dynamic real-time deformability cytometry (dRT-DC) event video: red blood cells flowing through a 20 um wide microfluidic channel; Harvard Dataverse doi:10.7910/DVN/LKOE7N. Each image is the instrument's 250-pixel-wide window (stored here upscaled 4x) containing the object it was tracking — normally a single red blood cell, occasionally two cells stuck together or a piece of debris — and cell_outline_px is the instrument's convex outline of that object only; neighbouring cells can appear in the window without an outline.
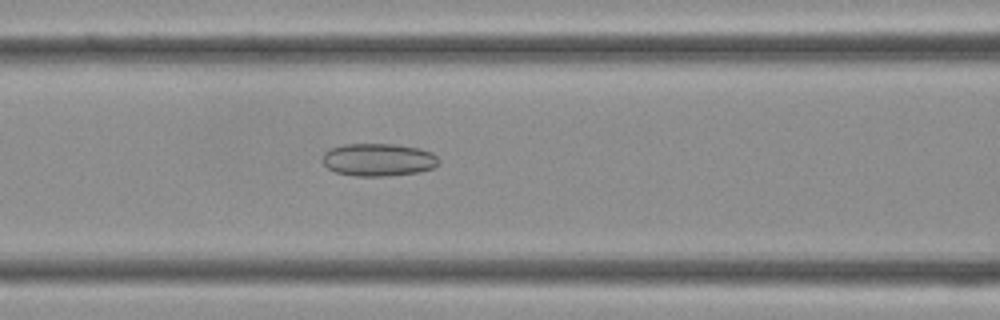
{"species": "Egyptian fruit bat (a non-hibernating species)", "species_latin": "Rousettus aegyptiacus", "temperature_condition": "cold", "stored_images_in_passage": 35, "camera_frame_rate_fps": 3000, "um_per_image_px": 0.085, "frame": {"image": 1, "passage_image": 14, "time_ms": 4.333, "image_size_px": [1000, 320], "cell_outline_px": [[440, 160], [432, 168], [420, 172], [388, 176], [356, 176], [336, 172], [328, 168], [320, 160], [324, 152], [332, 148], [344, 144], [392, 144], [420, 148], [432, 152]], "centroid_in_image_um": [32.15, 13.58], "position_along_channel_um": 134.5, "area_um2": 22.25}}
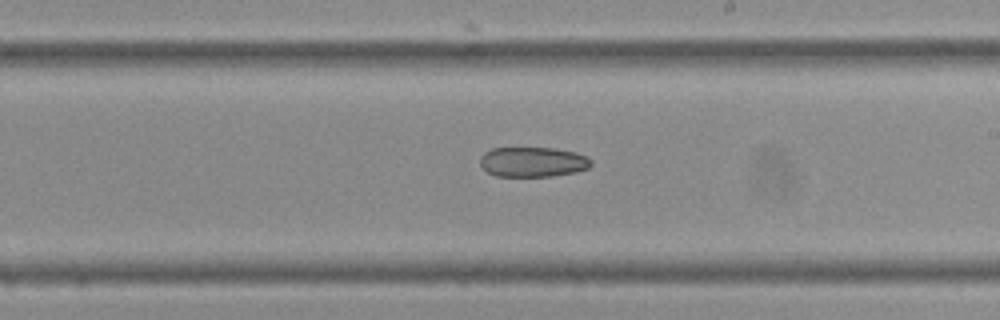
{"frame": {"image": 2, "passage_image": 20, "time_ms": 6.333, "image_size_px": [1000, 320], "cell_outline_px": [[592, 164], [588, 168], [576, 172], [552, 176], [496, 176], [488, 172], [480, 164], [480, 156], [484, 152], [492, 148], [556, 148], [576, 152], [588, 156], [592, 160]], "centroid_in_image_um": [45.32, 13.76], "position_along_channel_um": 243.7, "area_um2": 19.54}}
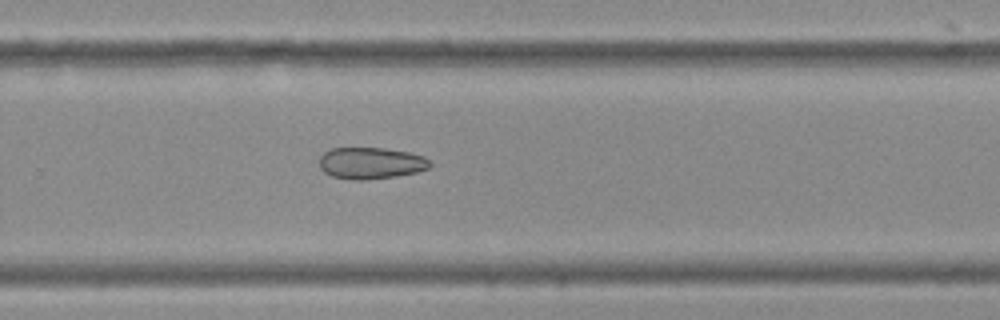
{"frame": {"image": 3, "passage_image": 23, "time_ms": 7.333, "image_size_px": [1000, 320], "cell_outline_px": [[432, 164], [428, 168], [416, 172], [396, 176], [368, 180], [352, 180], [332, 176], [324, 172], [320, 168], [320, 156], [324, 152], [332, 148], [384, 148], [408, 152], [424, 156]], "centroid_in_image_um": [31.51, 13.87], "position_along_channel_um": 298.3, "area_um2": 20.4}}